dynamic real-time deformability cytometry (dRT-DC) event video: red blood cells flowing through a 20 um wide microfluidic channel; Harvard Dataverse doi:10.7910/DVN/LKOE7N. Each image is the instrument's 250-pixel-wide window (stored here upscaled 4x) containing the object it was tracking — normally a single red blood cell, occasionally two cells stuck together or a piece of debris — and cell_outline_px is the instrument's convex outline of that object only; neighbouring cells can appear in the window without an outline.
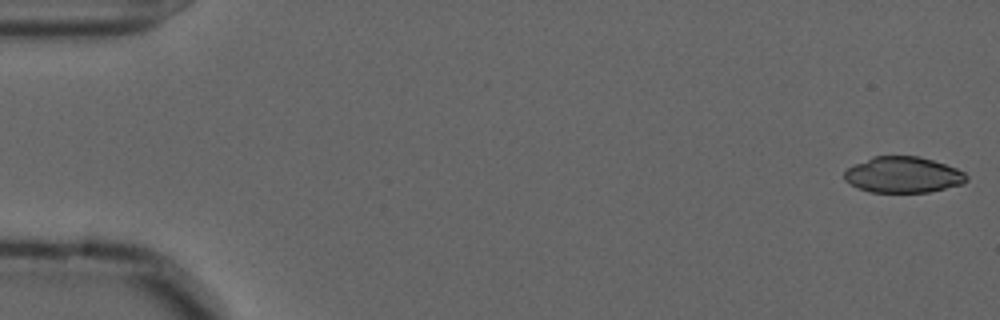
{"species": "common noctule bat (a hibernating species)", "species_latin": "Nyctalus noctula", "temperature_condition": "cold", "stored_images_in_passage": 56, "camera_frame_rate_fps": 3000, "um_per_image_px": 0.085, "animal": {"sex": "male", "forearm_length_mm": 52.5}, "frame": {"image": 1, "passage_image": 1, "time_ms": 0.0, "image_size_px": [1000, 320], "cell_outline_px": [[968, 180], [964, 184], [928, 192], [868, 192], [844, 180], [844, 172], [848, 168], [872, 156], [920, 156], [956, 168], [964, 172], [968, 176]], "centroid_in_image_um": [76.79, 14.86], "position_along_channel_um": 8.2, "area_um2": 25.55}}
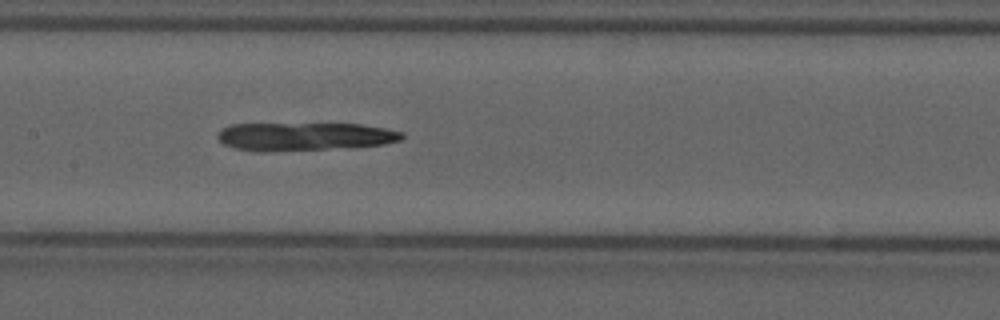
{"frame": {"image": 2, "passage_image": 27, "time_ms": 8.667, "image_size_px": [1000, 320], "cell_outline_px": [[404, 136], [400, 140], [384, 144], [348, 148], [264, 152], [260, 152], [236, 148], [224, 144], [216, 136], [224, 128], [232, 124], [360, 124], [384, 128], [404, 132]], "centroid_in_image_um": [25.92, 11.61], "position_along_channel_um": 181.5, "area_um2": 30.35}}
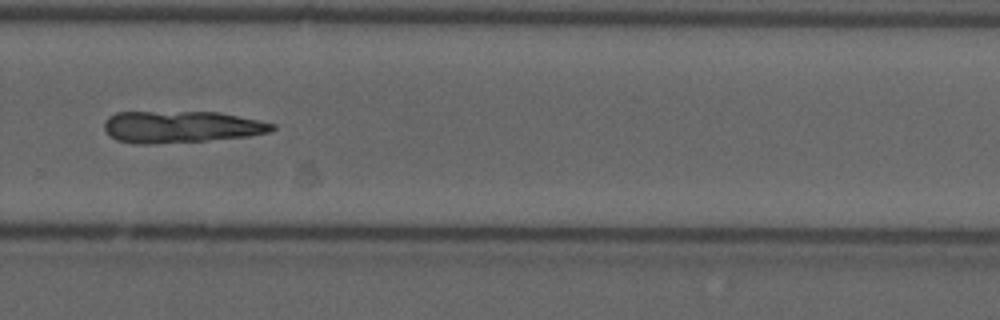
{"frame": {"image": 3, "passage_image": 38, "time_ms": 12.333, "image_size_px": [1000, 320], "cell_outline_px": [[276, 128], [272, 132], [248, 136], [208, 140], [152, 144], [132, 144], [116, 140], [104, 128], [104, 120], [108, 116], [116, 112], [220, 112], [276, 124]], "centroid_in_image_um": [15.39, 10.78], "position_along_channel_um": 314.4, "area_um2": 31.27}}